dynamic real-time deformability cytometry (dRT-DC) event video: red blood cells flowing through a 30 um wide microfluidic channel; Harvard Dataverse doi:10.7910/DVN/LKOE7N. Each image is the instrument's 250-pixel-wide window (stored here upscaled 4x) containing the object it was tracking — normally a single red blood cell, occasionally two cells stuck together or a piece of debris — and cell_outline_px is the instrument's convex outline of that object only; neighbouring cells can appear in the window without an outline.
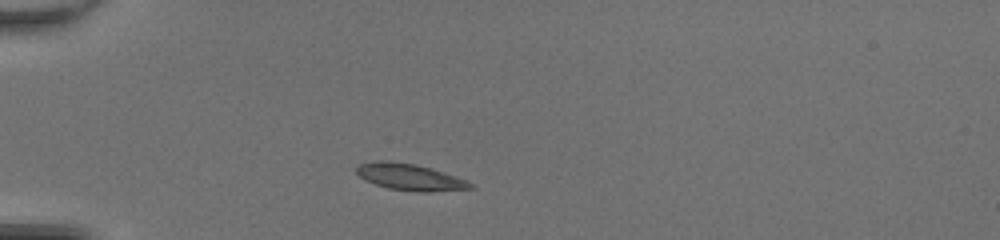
{"species": "common noctule bat (a hibernating species)", "species_latin": "Nyctalus noctula", "temperature_condition": "room temperature", "stored_images_in_passage": 35, "camera_frame_rate_fps": 3000, "um_per_image_px": 0.085, "animal": {"sex": "female", "body_mass_g": 20.0, "forearm_length_mm": 54.0}, "frame": {"image": 1, "passage_image": 1, "time_ms": 0.0, "image_size_px": [1000, 240], "cell_outline_px": [[476, 188], [428, 192], [416, 192], [388, 188], [364, 180], [356, 172], [356, 168], [360, 164], [376, 160], [388, 160], [416, 164], [432, 168], [468, 180], [476, 184]], "centroid_in_image_um": [34.9, 15.05], "position_along_channel_um": 50.1, "area_um2": 17.92}}
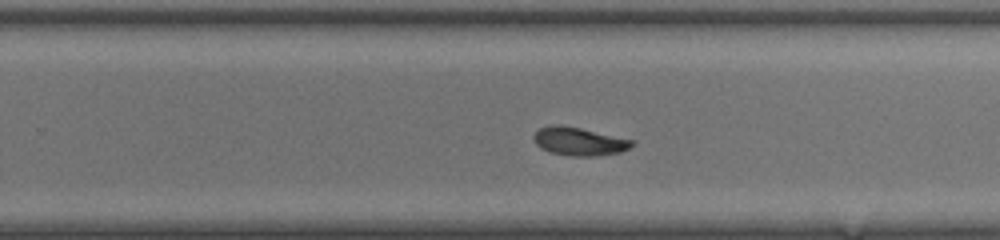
{"frame": {"image": 2, "passage_image": 19, "time_ms": 6.0, "image_size_px": [1000, 240], "cell_outline_px": [[636, 144], [620, 152], [600, 156], [572, 156], [552, 152], [540, 148], [536, 144], [532, 136], [540, 128], [552, 124], [556, 124], [580, 128], [632, 140]], "centroid_in_image_um": [49.21, 12.02], "position_along_channel_um": 280.6, "area_um2": 16.01}}
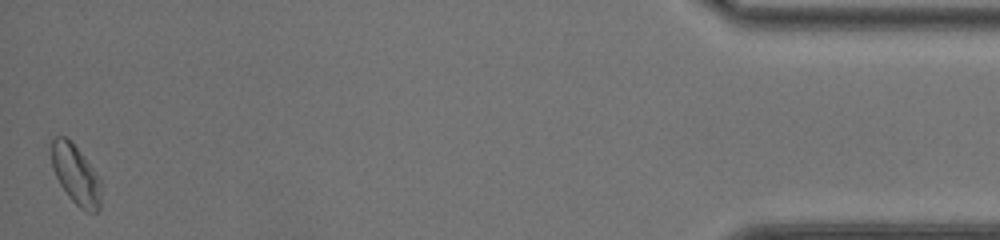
{"frame": {"image": 3, "passage_image": 35, "time_ms": 11.333, "image_size_px": [1000, 240], "cell_outline_px": [[100, 208], [96, 212], [84, 212], [68, 196], [60, 184], [52, 168], [52, 140], [56, 136], [64, 136], [72, 140], [100, 176]], "centroid_in_image_um": [6.46, 14.83], "position_along_channel_um": 428.7, "area_um2": 17.4}, "authors_computed_cell_mechanics": {"area_um2": 16.5308, "velocity_mm_per_s": 4.2796, "shape_relaxation_time_tau1_ms": 4.2666, "shape_relaxation_time_tau2_ms": 6.2114, "deformation_change_tau1": 0.1503, "deformation_change_tau2": 0.0907}}